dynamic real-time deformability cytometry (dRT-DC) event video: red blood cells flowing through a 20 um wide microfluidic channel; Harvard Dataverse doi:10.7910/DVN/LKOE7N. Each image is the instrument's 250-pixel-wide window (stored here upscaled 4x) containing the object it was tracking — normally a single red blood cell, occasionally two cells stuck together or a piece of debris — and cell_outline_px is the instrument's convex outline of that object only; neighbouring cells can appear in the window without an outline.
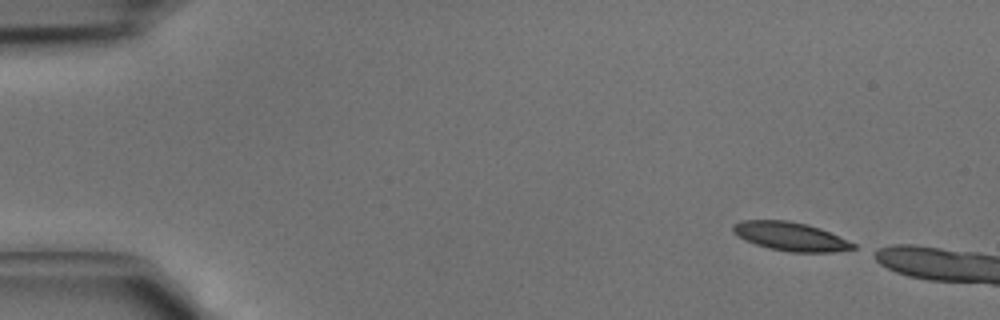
{"species": "common noctule bat (a hibernating species)", "species_latin": "Nyctalus noctula", "temperature_condition": "cold", "stored_images_in_passage": 5, "camera_frame_rate_fps": 3000, "um_per_image_px": 0.085, "animal": {"sex": "male", "body_mass_g": 15.6}, "frame": {"image": 1, "passage_image": 1, "time_ms": 0.0, "image_size_px": [1000, 320], "cell_outline_px": [[856, 248], [836, 252], [788, 252], [768, 248], [744, 240], [732, 232], [732, 224], [740, 220], [788, 220], [808, 224], [820, 228], [856, 244]], "centroid_in_image_um": [67.16, 20.09], "position_along_channel_um": 17.8, "area_um2": 20.23}}